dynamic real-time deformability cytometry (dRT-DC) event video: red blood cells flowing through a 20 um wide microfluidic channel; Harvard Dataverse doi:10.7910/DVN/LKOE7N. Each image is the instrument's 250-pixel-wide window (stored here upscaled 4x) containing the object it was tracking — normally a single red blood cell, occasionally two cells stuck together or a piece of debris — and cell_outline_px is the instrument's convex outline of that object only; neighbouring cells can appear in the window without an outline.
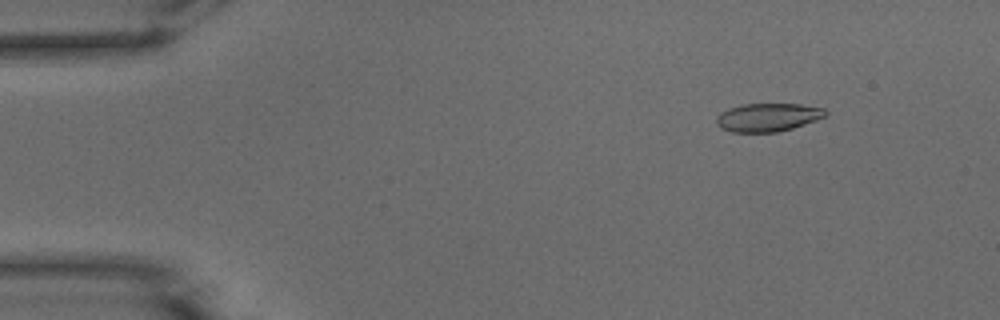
{"species": "common noctule bat (a hibernating species)", "species_latin": "Nyctalus noctula", "temperature_condition": "warm", "stored_images_in_passage": 51, "camera_frame_rate_fps": 3000, "um_per_image_px": 0.085, "animal": {"sex": "male", "body_mass_g": 15.6}, "frame": {"image": 1, "passage_image": 5, "time_ms": 1.333, "image_size_px": [1000, 320], "cell_outline_px": [[828, 112], [824, 116], [816, 120], [792, 128], [776, 132], [732, 132], [720, 128], [716, 124], [716, 116], [720, 112], [728, 108], [740, 104], [800, 104], [824, 108]], "centroid_in_image_um": [65.22, 9.96], "position_along_channel_um": 19.8, "area_um2": 18.03}}
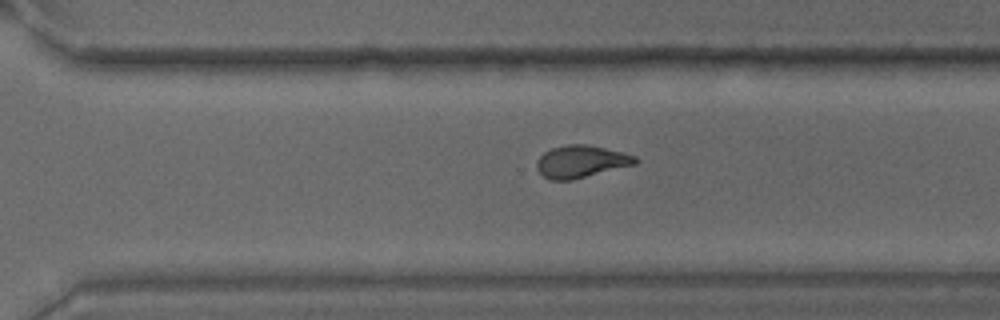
{"frame": {"image": 2, "passage_image": 35, "time_ms": 11.333, "image_size_px": [1000, 320], "cell_outline_px": [[640, 160], [636, 164], [572, 180], [552, 180], [544, 176], [536, 168], [536, 160], [544, 152], [552, 148], [568, 144], [584, 144], [604, 148], [636, 156]], "centroid_in_image_um": [49.38, 13.73], "position_along_channel_um": 321.2, "area_um2": 18.44}}
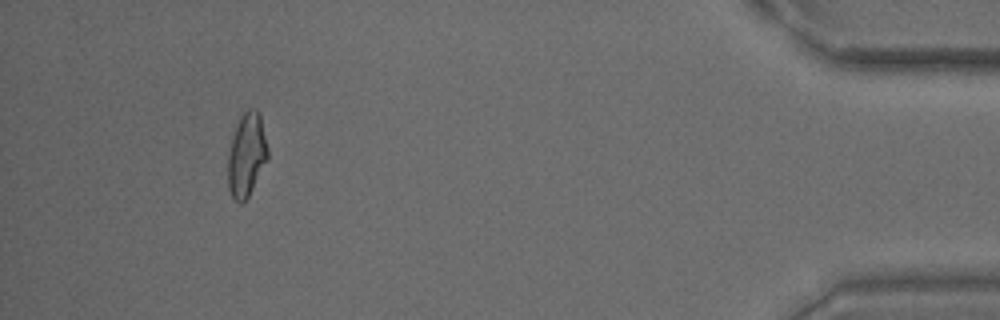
{"frame": {"image": 3, "passage_image": 47, "time_ms": 15.333, "image_size_px": [1000, 320], "cell_outline_px": [[268, 156], [248, 196], [240, 204], [232, 196], [228, 188], [228, 152], [232, 136], [236, 124], [240, 116], [248, 108], [256, 108], [260, 112], [268, 148]], "centroid_in_image_um": [20.95, 13.09], "position_along_channel_um": 414.3, "area_um2": 19.31}, "authors_computed_cell_mechanics": {"area_um2": 18.7272, "velocity_mm_per_s": 3.9083, "shape_relaxation_time_tau1_ms": 10.081, "shape_relaxation_time_tau2_ms": 2.1381, "deformation_change_tau1": 0.2826, "deformation_change_tau2": 0.1004}}